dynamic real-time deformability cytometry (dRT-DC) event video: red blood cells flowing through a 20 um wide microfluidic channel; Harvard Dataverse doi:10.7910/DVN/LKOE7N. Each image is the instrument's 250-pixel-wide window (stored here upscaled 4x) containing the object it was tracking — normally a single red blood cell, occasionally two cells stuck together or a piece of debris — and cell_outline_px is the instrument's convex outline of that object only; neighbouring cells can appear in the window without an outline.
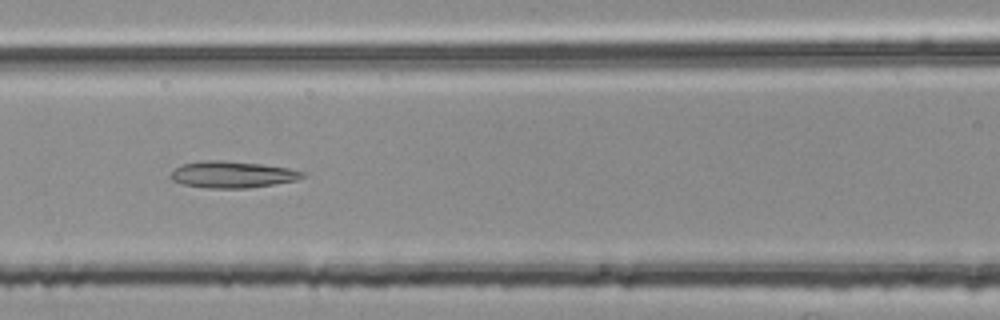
{"species": "common noctule bat (a hibernating species)", "species_latin": "Nyctalus noctula", "temperature_condition": "room temperature", "stored_images_in_passage": 43, "camera_frame_rate_fps": 3000, "um_per_image_px": 0.085, "animal": {"sex": "female", "body_mass_g": 25.1}, "frame": {"image": 1, "passage_image": 18, "time_ms": 5.667, "image_size_px": [1000, 320], "cell_outline_px": [[304, 176], [300, 180], [248, 188], [208, 188], [184, 184], [172, 180], [172, 172], [180, 164], [204, 160], [220, 160], [260, 164], [288, 168], [304, 172]], "centroid_in_image_um": [19.77, 14.83], "position_along_channel_um": 146.8, "area_um2": 20.29}}
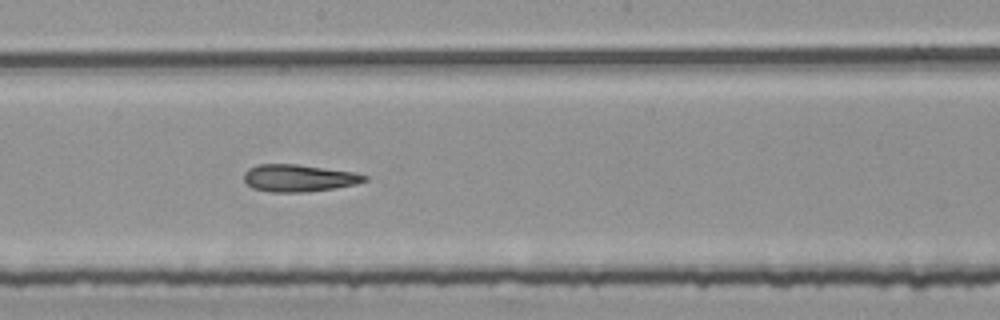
{"frame": {"image": 2, "passage_image": 24, "time_ms": 7.667, "image_size_px": [1000, 320], "cell_outline_px": [[368, 180], [356, 184], [332, 188], [304, 192], [272, 192], [252, 188], [244, 180], [244, 172], [248, 168], [256, 164], [296, 164], [356, 172], [368, 176]], "centroid_in_image_um": [25.39, 15.12], "position_along_channel_um": 222.8, "area_um2": 19.13}}
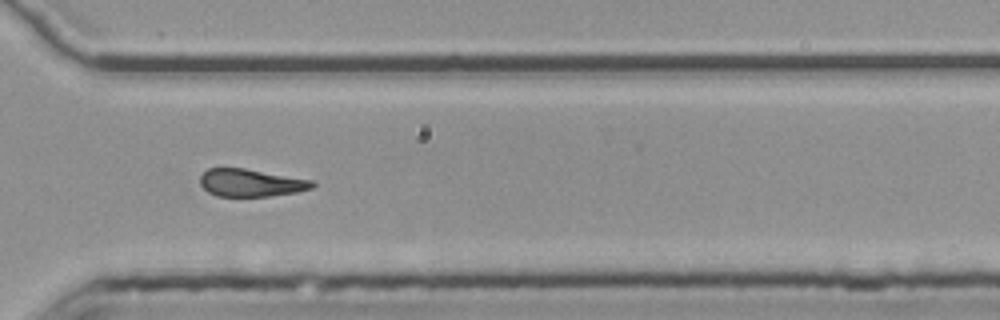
{"frame": {"image": 3, "passage_image": 34, "time_ms": 11.0, "image_size_px": [1000, 320], "cell_outline_px": [[316, 184], [312, 188], [296, 192], [268, 196], [216, 196], [208, 192], [200, 184], [200, 176], [208, 168], [244, 168], [312, 180]], "centroid_in_image_um": [21.3, 15.54], "position_along_channel_um": 349.3, "area_um2": 17.92}, "authors_computed_cell_mechanics": {"area_um2": 19.4208, "velocity_mm_per_s": 3.805, "shape_relaxation_time_tau1_ms": null, "shape_relaxation_time_tau2_ms": 5.6586, "deformation_change_tau1": null, "deformation_change_tau2": 0.1833}}